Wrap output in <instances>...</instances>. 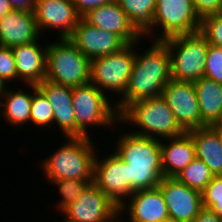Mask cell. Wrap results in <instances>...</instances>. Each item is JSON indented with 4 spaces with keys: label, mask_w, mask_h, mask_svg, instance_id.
Masks as SVG:
<instances>
[{
    "label": "cell",
    "mask_w": 222,
    "mask_h": 222,
    "mask_svg": "<svg viewBox=\"0 0 222 222\" xmlns=\"http://www.w3.org/2000/svg\"><path fill=\"white\" fill-rule=\"evenodd\" d=\"M151 42L148 45L151 47L140 53L137 45L141 42H136L135 60L126 91L115 101L118 114L136 101L161 96L163 88L172 79L167 45L163 41Z\"/></svg>",
    "instance_id": "1"
},
{
    "label": "cell",
    "mask_w": 222,
    "mask_h": 222,
    "mask_svg": "<svg viewBox=\"0 0 222 222\" xmlns=\"http://www.w3.org/2000/svg\"><path fill=\"white\" fill-rule=\"evenodd\" d=\"M128 132L118 136L112 151L128 165L129 194L158 187L163 179L161 141Z\"/></svg>",
    "instance_id": "2"
},
{
    "label": "cell",
    "mask_w": 222,
    "mask_h": 222,
    "mask_svg": "<svg viewBox=\"0 0 222 222\" xmlns=\"http://www.w3.org/2000/svg\"><path fill=\"white\" fill-rule=\"evenodd\" d=\"M93 144L90 137H66L61 147L38 163L45 180L93 181V164L99 151Z\"/></svg>",
    "instance_id": "3"
},
{
    "label": "cell",
    "mask_w": 222,
    "mask_h": 222,
    "mask_svg": "<svg viewBox=\"0 0 222 222\" xmlns=\"http://www.w3.org/2000/svg\"><path fill=\"white\" fill-rule=\"evenodd\" d=\"M126 123L135 126L136 130L132 129L131 133L159 140L175 138L185 133L162 96L129 104L119 114L118 125Z\"/></svg>",
    "instance_id": "4"
},
{
    "label": "cell",
    "mask_w": 222,
    "mask_h": 222,
    "mask_svg": "<svg viewBox=\"0 0 222 222\" xmlns=\"http://www.w3.org/2000/svg\"><path fill=\"white\" fill-rule=\"evenodd\" d=\"M57 40L47 43L45 79L72 88L90 83V60L69 38Z\"/></svg>",
    "instance_id": "5"
},
{
    "label": "cell",
    "mask_w": 222,
    "mask_h": 222,
    "mask_svg": "<svg viewBox=\"0 0 222 222\" xmlns=\"http://www.w3.org/2000/svg\"><path fill=\"white\" fill-rule=\"evenodd\" d=\"M163 42L170 54L172 79L194 83L204 77L209 43L200 31L172 36Z\"/></svg>",
    "instance_id": "6"
},
{
    "label": "cell",
    "mask_w": 222,
    "mask_h": 222,
    "mask_svg": "<svg viewBox=\"0 0 222 222\" xmlns=\"http://www.w3.org/2000/svg\"><path fill=\"white\" fill-rule=\"evenodd\" d=\"M72 100L76 126L86 137H91L88 130L93 126L111 129L119 123L115 101L91 83L73 87Z\"/></svg>",
    "instance_id": "7"
},
{
    "label": "cell",
    "mask_w": 222,
    "mask_h": 222,
    "mask_svg": "<svg viewBox=\"0 0 222 222\" xmlns=\"http://www.w3.org/2000/svg\"><path fill=\"white\" fill-rule=\"evenodd\" d=\"M200 28L201 19L192 0H156L152 28L143 37L149 41L153 38L154 41H163L172 36L198 32ZM155 29L161 32L155 33Z\"/></svg>",
    "instance_id": "8"
},
{
    "label": "cell",
    "mask_w": 222,
    "mask_h": 222,
    "mask_svg": "<svg viewBox=\"0 0 222 222\" xmlns=\"http://www.w3.org/2000/svg\"><path fill=\"white\" fill-rule=\"evenodd\" d=\"M136 42L127 44L120 51L90 61V83L107 92L122 97L126 91L135 60ZM106 92V93H105Z\"/></svg>",
    "instance_id": "9"
},
{
    "label": "cell",
    "mask_w": 222,
    "mask_h": 222,
    "mask_svg": "<svg viewBox=\"0 0 222 222\" xmlns=\"http://www.w3.org/2000/svg\"><path fill=\"white\" fill-rule=\"evenodd\" d=\"M61 214L62 222H118L119 206L91 183Z\"/></svg>",
    "instance_id": "10"
},
{
    "label": "cell",
    "mask_w": 222,
    "mask_h": 222,
    "mask_svg": "<svg viewBox=\"0 0 222 222\" xmlns=\"http://www.w3.org/2000/svg\"><path fill=\"white\" fill-rule=\"evenodd\" d=\"M102 159L95 155L93 183L120 207L130 197L128 165L113 151Z\"/></svg>",
    "instance_id": "11"
},
{
    "label": "cell",
    "mask_w": 222,
    "mask_h": 222,
    "mask_svg": "<svg viewBox=\"0 0 222 222\" xmlns=\"http://www.w3.org/2000/svg\"><path fill=\"white\" fill-rule=\"evenodd\" d=\"M161 96L185 132L207 127L201 119L194 83L171 79L163 88Z\"/></svg>",
    "instance_id": "12"
},
{
    "label": "cell",
    "mask_w": 222,
    "mask_h": 222,
    "mask_svg": "<svg viewBox=\"0 0 222 222\" xmlns=\"http://www.w3.org/2000/svg\"><path fill=\"white\" fill-rule=\"evenodd\" d=\"M158 187L163 193L169 219L193 222L202 206V192L189 188L175 177H163Z\"/></svg>",
    "instance_id": "13"
},
{
    "label": "cell",
    "mask_w": 222,
    "mask_h": 222,
    "mask_svg": "<svg viewBox=\"0 0 222 222\" xmlns=\"http://www.w3.org/2000/svg\"><path fill=\"white\" fill-rule=\"evenodd\" d=\"M34 14L40 34L56 29V38H69L81 18L72 0H36Z\"/></svg>",
    "instance_id": "14"
},
{
    "label": "cell",
    "mask_w": 222,
    "mask_h": 222,
    "mask_svg": "<svg viewBox=\"0 0 222 222\" xmlns=\"http://www.w3.org/2000/svg\"><path fill=\"white\" fill-rule=\"evenodd\" d=\"M69 39L90 61L116 53L127 45L117 34L90 25L83 18Z\"/></svg>",
    "instance_id": "15"
},
{
    "label": "cell",
    "mask_w": 222,
    "mask_h": 222,
    "mask_svg": "<svg viewBox=\"0 0 222 222\" xmlns=\"http://www.w3.org/2000/svg\"><path fill=\"white\" fill-rule=\"evenodd\" d=\"M37 88L45 95L53 109V124L63 137H86L76 126L72 100L73 88L44 79Z\"/></svg>",
    "instance_id": "16"
},
{
    "label": "cell",
    "mask_w": 222,
    "mask_h": 222,
    "mask_svg": "<svg viewBox=\"0 0 222 222\" xmlns=\"http://www.w3.org/2000/svg\"><path fill=\"white\" fill-rule=\"evenodd\" d=\"M125 213L128 217L125 222H164L169 219L167 205L159 187L134 191L128 200L119 207V215Z\"/></svg>",
    "instance_id": "17"
},
{
    "label": "cell",
    "mask_w": 222,
    "mask_h": 222,
    "mask_svg": "<svg viewBox=\"0 0 222 222\" xmlns=\"http://www.w3.org/2000/svg\"><path fill=\"white\" fill-rule=\"evenodd\" d=\"M82 18L90 25L117 34L126 44L143 40L118 2L99 6Z\"/></svg>",
    "instance_id": "18"
},
{
    "label": "cell",
    "mask_w": 222,
    "mask_h": 222,
    "mask_svg": "<svg viewBox=\"0 0 222 222\" xmlns=\"http://www.w3.org/2000/svg\"><path fill=\"white\" fill-rule=\"evenodd\" d=\"M41 43V45H40ZM38 40L15 46L12 49L18 81L38 85L46 76L47 43Z\"/></svg>",
    "instance_id": "19"
},
{
    "label": "cell",
    "mask_w": 222,
    "mask_h": 222,
    "mask_svg": "<svg viewBox=\"0 0 222 222\" xmlns=\"http://www.w3.org/2000/svg\"><path fill=\"white\" fill-rule=\"evenodd\" d=\"M34 12L12 10L0 20V45L13 48L40 39Z\"/></svg>",
    "instance_id": "20"
},
{
    "label": "cell",
    "mask_w": 222,
    "mask_h": 222,
    "mask_svg": "<svg viewBox=\"0 0 222 222\" xmlns=\"http://www.w3.org/2000/svg\"><path fill=\"white\" fill-rule=\"evenodd\" d=\"M160 141L163 177H176L196 158L194 142L188 132Z\"/></svg>",
    "instance_id": "21"
},
{
    "label": "cell",
    "mask_w": 222,
    "mask_h": 222,
    "mask_svg": "<svg viewBox=\"0 0 222 222\" xmlns=\"http://www.w3.org/2000/svg\"><path fill=\"white\" fill-rule=\"evenodd\" d=\"M188 133L194 142L196 157L210 168L214 176H222V143L218 133L211 126Z\"/></svg>",
    "instance_id": "22"
},
{
    "label": "cell",
    "mask_w": 222,
    "mask_h": 222,
    "mask_svg": "<svg viewBox=\"0 0 222 222\" xmlns=\"http://www.w3.org/2000/svg\"><path fill=\"white\" fill-rule=\"evenodd\" d=\"M202 121L207 126L222 119V83L201 77L194 82Z\"/></svg>",
    "instance_id": "23"
},
{
    "label": "cell",
    "mask_w": 222,
    "mask_h": 222,
    "mask_svg": "<svg viewBox=\"0 0 222 222\" xmlns=\"http://www.w3.org/2000/svg\"><path fill=\"white\" fill-rule=\"evenodd\" d=\"M30 87V91L22 88L11 90L6 87L1 97V115L4 116L9 126L23 127L30 124L31 102L33 98V85H25ZM10 89V90H9Z\"/></svg>",
    "instance_id": "24"
},
{
    "label": "cell",
    "mask_w": 222,
    "mask_h": 222,
    "mask_svg": "<svg viewBox=\"0 0 222 222\" xmlns=\"http://www.w3.org/2000/svg\"><path fill=\"white\" fill-rule=\"evenodd\" d=\"M118 3L142 36L152 28L156 0H119Z\"/></svg>",
    "instance_id": "25"
},
{
    "label": "cell",
    "mask_w": 222,
    "mask_h": 222,
    "mask_svg": "<svg viewBox=\"0 0 222 222\" xmlns=\"http://www.w3.org/2000/svg\"><path fill=\"white\" fill-rule=\"evenodd\" d=\"M213 177L214 175L210 171V168L201 159L196 157L175 178L189 188L202 192Z\"/></svg>",
    "instance_id": "26"
},
{
    "label": "cell",
    "mask_w": 222,
    "mask_h": 222,
    "mask_svg": "<svg viewBox=\"0 0 222 222\" xmlns=\"http://www.w3.org/2000/svg\"><path fill=\"white\" fill-rule=\"evenodd\" d=\"M55 187H58L59 194L61 198L58 199L54 208H57L62 212L66 207L73 203L86 189L93 183V181H84L76 179H66V180H46Z\"/></svg>",
    "instance_id": "27"
},
{
    "label": "cell",
    "mask_w": 222,
    "mask_h": 222,
    "mask_svg": "<svg viewBox=\"0 0 222 222\" xmlns=\"http://www.w3.org/2000/svg\"><path fill=\"white\" fill-rule=\"evenodd\" d=\"M53 109L45 95L33 85V98L31 102L30 124L39 128H46L53 125Z\"/></svg>",
    "instance_id": "28"
},
{
    "label": "cell",
    "mask_w": 222,
    "mask_h": 222,
    "mask_svg": "<svg viewBox=\"0 0 222 222\" xmlns=\"http://www.w3.org/2000/svg\"><path fill=\"white\" fill-rule=\"evenodd\" d=\"M202 206L212 209L222 218V176H214L202 191Z\"/></svg>",
    "instance_id": "29"
},
{
    "label": "cell",
    "mask_w": 222,
    "mask_h": 222,
    "mask_svg": "<svg viewBox=\"0 0 222 222\" xmlns=\"http://www.w3.org/2000/svg\"><path fill=\"white\" fill-rule=\"evenodd\" d=\"M200 32L209 44L222 47V13L204 17Z\"/></svg>",
    "instance_id": "30"
},
{
    "label": "cell",
    "mask_w": 222,
    "mask_h": 222,
    "mask_svg": "<svg viewBox=\"0 0 222 222\" xmlns=\"http://www.w3.org/2000/svg\"><path fill=\"white\" fill-rule=\"evenodd\" d=\"M204 77L222 83V47L209 44Z\"/></svg>",
    "instance_id": "31"
},
{
    "label": "cell",
    "mask_w": 222,
    "mask_h": 222,
    "mask_svg": "<svg viewBox=\"0 0 222 222\" xmlns=\"http://www.w3.org/2000/svg\"><path fill=\"white\" fill-rule=\"evenodd\" d=\"M0 80L5 85L10 82L15 84L18 81L13 51L2 45H0Z\"/></svg>",
    "instance_id": "32"
},
{
    "label": "cell",
    "mask_w": 222,
    "mask_h": 222,
    "mask_svg": "<svg viewBox=\"0 0 222 222\" xmlns=\"http://www.w3.org/2000/svg\"><path fill=\"white\" fill-rule=\"evenodd\" d=\"M192 3L201 20L206 16L222 13V0H192Z\"/></svg>",
    "instance_id": "33"
},
{
    "label": "cell",
    "mask_w": 222,
    "mask_h": 222,
    "mask_svg": "<svg viewBox=\"0 0 222 222\" xmlns=\"http://www.w3.org/2000/svg\"><path fill=\"white\" fill-rule=\"evenodd\" d=\"M110 2V0H72L76 11L81 18L89 11Z\"/></svg>",
    "instance_id": "34"
},
{
    "label": "cell",
    "mask_w": 222,
    "mask_h": 222,
    "mask_svg": "<svg viewBox=\"0 0 222 222\" xmlns=\"http://www.w3.org/2000/svg\"><path fill=\"white\" fill-rule=\"evenodd\" d=\"M193 222H222V218L212 209L202 207Z\"/></svg>",
    "instance_id": "35"
},
{
    "label": "cell",
    "mask_w": 222,
    "mask_h": 222,
    "mask_svg": "<svg viewBox=\"0 0 222 222\" xmlns=\"http://www.w3.org/2000/svg\"><path fill=\"white\" fill-rule=\"evenodd\" d=\"M13 10L34 12L36 0H8Z\"/></svg>",
    "instance_id": "36"
},
{
    "label": "cell",
    "mask_w": 222,
    "mask_h": 222,
    "mask_svg": "<svg viewBox=\"0 0 222 222\" xmlns=\"http://www.w3.org/2000/svg\"><path fill=\"white\" fill-rule=\"evenodd\" d=\"M12 7L8 0H0V20L10 11H12Z\"/></svg>",
    "instance_id": "37"
},
{
    "label": "cell",
    "mask_w": 222,
    "mask_h": 222,
    "mask_svg": "<svg viewBox=\"0 0 222 222\" xmlns=\"http://www.w3.org/2000/svg\"><path fill=\"white\" fill-rule=\"evenodd\" d=\"M219 135L222 143V123H216L211 126Z\"/></svg>",
    "instance_id": "38"
},
{
    "label": "cell",
    "mask_w": 222,
    "mask_h": 222,
    "mask_svg": "<svg viewBox=\"0 0 222 222\" xmlns=\"http://www.w3.org/2000/svg\"><path fill=\"white\" fill-rule=\"evenodd\" d=\"M6 86H9V85H5V84L0 80V98H1L2 95H3Z\"/></svg>",
    "instance_id": "39"
},
{
    "label": "cell",
    "mask_w": 222,
    "mask_h": 222,
    "mask_svg": "<svg viewBox=\"0 0 222 222\" xmlns=\"http://www.w3.org/2000/svg\"><path fill=\"white\" fill-rule=\"evenodd\" d=\"M125 220L126 219L123 218V215H119V221L120 222H124ZM128 222H154V221H128Z\"/></svg>",
    "instance_id": "40"
},
{
    "label": "cell",
    "mask_w": 222,
    "mask_h": 222,
    "mask_svg": "<svg viewBox=\"0 0 222 222\" xmlns=\"http://www.w3.org/2000/svg\"><path fill=\"white\" fill-rule=\"evenodd\" d=\"M164 222H180V221L172 220V219H167V220H165Z\"/></svg>",
    "instance_id": "41"
},
{
    "label": "cell",
    "mask_w": 222,
    "mask_h": 222,
    "mask_svg": "<svg viewBox=\"0 0 222 222\" xmlns=\"http://www.w3.org/2000/svg\"><path fill=\"white\" fill-rule=\"evenodd\" d=\"M0 113H1V98H0ZM0 116H1V114H0Z\"/></svg>",
    "instance_id": "42"
}]
</instances>
